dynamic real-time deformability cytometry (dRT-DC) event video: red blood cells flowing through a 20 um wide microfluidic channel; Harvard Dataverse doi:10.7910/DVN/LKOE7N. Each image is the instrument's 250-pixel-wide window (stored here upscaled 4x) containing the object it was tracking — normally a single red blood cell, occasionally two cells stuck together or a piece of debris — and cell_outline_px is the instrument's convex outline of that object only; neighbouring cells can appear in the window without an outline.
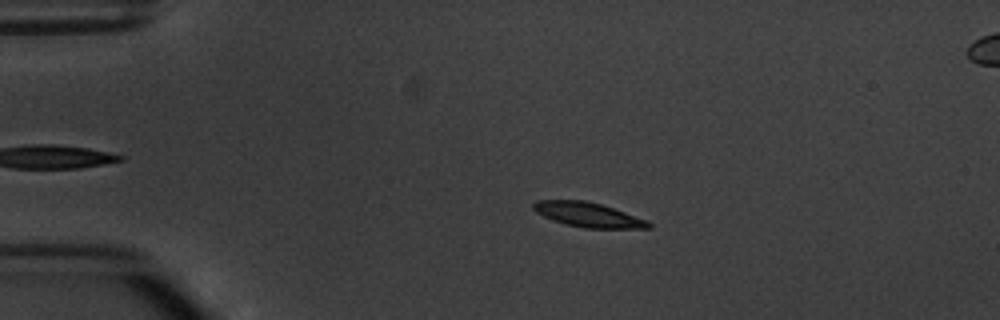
{"species": "common noctule bat (a hibernating species)", "species_latin": "Nyctalus noctula", "temperature_condition": "warm", "stored_images_in_passage": 6, "camera_frame_rate_fps": 3000, "um_per_image_px": 0.085, "animal": {"sex": "male", "body_mass_g": 20.1, "forearm_length_mm": 53.5}, "frame": {"image": 1, "passage_image": 3, "time_ms": 2.333, "image_size_px": [1000, 320], "cell_outline_px": [[652, 228], [584, 228], [564, 224], [552, 220], [536, 212], [532, 208], [532, 204], [536, 200], [584, 200], [600, 204], [648, 220], [652, 224]], "centroid_in_image_um": [49.97, 18.25], "position_along_channel_um": 35.0, "area_um2": 16.47}}